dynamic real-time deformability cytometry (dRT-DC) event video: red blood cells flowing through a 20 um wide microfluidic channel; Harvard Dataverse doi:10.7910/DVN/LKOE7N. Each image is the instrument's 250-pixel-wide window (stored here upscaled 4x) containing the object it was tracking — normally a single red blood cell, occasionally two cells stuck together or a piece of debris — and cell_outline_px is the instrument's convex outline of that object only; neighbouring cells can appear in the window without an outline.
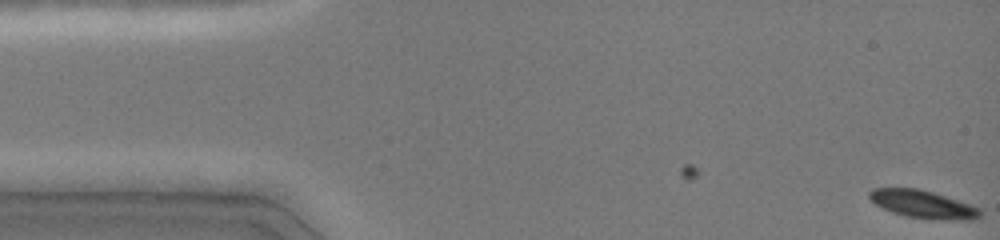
{"species": "common noctule bat (a hibernating species)", "species_latin": "Nyctalus noctula", "temperature_condition": "cold", "stored_images_in_passage": 42, "camera_frame_rate_fps": 3000, "um_per_image_px": 0.085, "animal": {"sex": "female", "body_mass_g": 19.0, "forearm_length_mm": 51.5}, "frame": {"image": 1, "passage_image": 1, "time_ms": 0.0, "image_size_px": [1000, 240], "cell_outline_px": [[980, 220], [948, 220], [904, 216], [892, 212], [876, 204], [868, 196], [868, 192], [872, 188], [920, 188], [980, 208]], "centroid_in_image_um": [78.45, 17.36], "position_along_channel_um": 6.5, "area_um2": 17.8}}
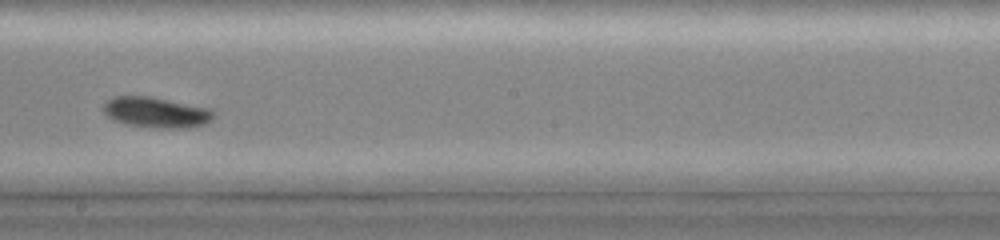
{"frame": {"image": 2, "passage_image": 27, "time_ms": 8.667, "image_size_px": [1000, 240], "cell_outline_px": [[216, 112], [212, 120], [204, 124], [184, 128], [160, 128], [128, 124], [116, 120], [108, 116], [100, 108], [112, 96], [152, 96], [212, 108]], "centroid_in_image_um": [13.32, 9.53], "position_along_channel_um": 234.9, "area_um2": 19.83}}
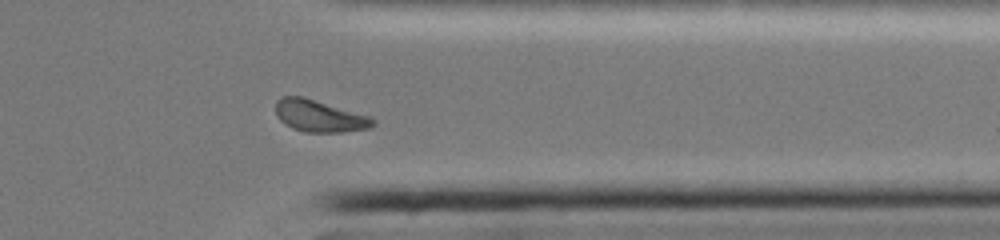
{"frame": {"image": 3, "passage_image": 38, "time_ms": 12.333, "image_size_px": [1000, 240], "cell_outline_px": [[376, 124], [372, 128], [340, 132], [304, 132], [292, 128], [284, 124], [276, 116], [276, 100], [280, 96], [304, 96], [372, 116], [376, 120]], "centroid_in_image_um": [27.18, 9.85], "position_along_channel_um": 384.2, "area_um2": 18.55}, "authors_computed_cell_mechanics": {"area_um2": 18.8428, "velocity_mm_per_s": 4.0353, "shape_relaxation_time_tau1_ms": 2.915, "shape_relaxation_time_tau2_ms": null, "deformation_change_tau1": 0.0743, "deformation_change_tau2": null}}